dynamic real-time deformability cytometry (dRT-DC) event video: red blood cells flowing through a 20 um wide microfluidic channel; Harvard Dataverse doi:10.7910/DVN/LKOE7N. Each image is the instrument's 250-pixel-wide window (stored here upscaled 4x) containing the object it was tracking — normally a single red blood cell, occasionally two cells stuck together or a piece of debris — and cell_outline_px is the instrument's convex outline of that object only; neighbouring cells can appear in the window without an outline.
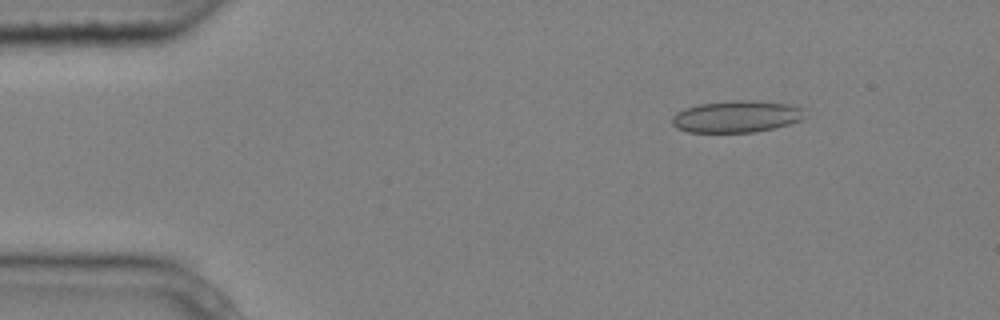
{"species": "common noctule bat (a hibernating species)", "species_latin": "Nyctalus noctula", "temperature_condition": "cold", "stored_images_in_passage": 3, "camera_frame_rate_fps": 3000, "um_per_image_px": 0.085, "animal": {"sex": "male", "body_mass_g": 20.4}, "frame": {"image": 1, "passage_image": 1, "time_ms": 0.0, "image_size_px": [1000, 320], "cell_outline_px": [[804, 116], [800, 120], [788, 124], [756, 132], [688, 132], [676, 128], [672, 124], [672, 116], [676, 112], [684, 108], [700, 104], [736, 100], [752, 100], [792, 104], [800, 108]], "centroid_in_image_um": [62.56, 9.9], "position_along_channel_um": 22.4, "area_um2": 24.51}}